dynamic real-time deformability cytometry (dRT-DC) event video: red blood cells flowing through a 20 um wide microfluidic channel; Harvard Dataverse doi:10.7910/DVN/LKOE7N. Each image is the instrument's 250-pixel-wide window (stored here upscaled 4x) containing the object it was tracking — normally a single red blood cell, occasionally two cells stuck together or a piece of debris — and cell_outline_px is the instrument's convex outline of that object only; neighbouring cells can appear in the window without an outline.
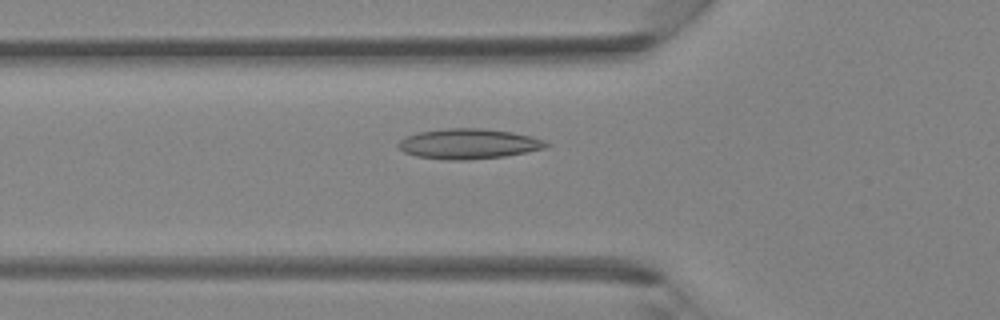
{"species": "Egyptian fruit bat (a non-hibernating species)", "species_latin": "Rousettus aegyptiacus", "temperature_condition": "room temperature", "stored_images_in_passage": 38, "camera_frame_rate_fps": 3000, "um_per_image_px": 0.085, "animal": {"sex": "female"}, "frame": {"image": 1, "passage_image": 15, "time_ms": 4.667, "image_size_px": [1000, 320], "cell_outline_px": [[548, 144], [544, 148], [504, 156], [468, 160], [448, 160], [416, 156], [404, 152], [396, 144], [404, 136], [416, 132], [444, 128], [480, 128], [512, 132], [532, 136], [544, 140]], "centroid_in_image_um": [39.77, 12.21], "position_along_channel_um": 86.0, "area_um2": 26.01}}
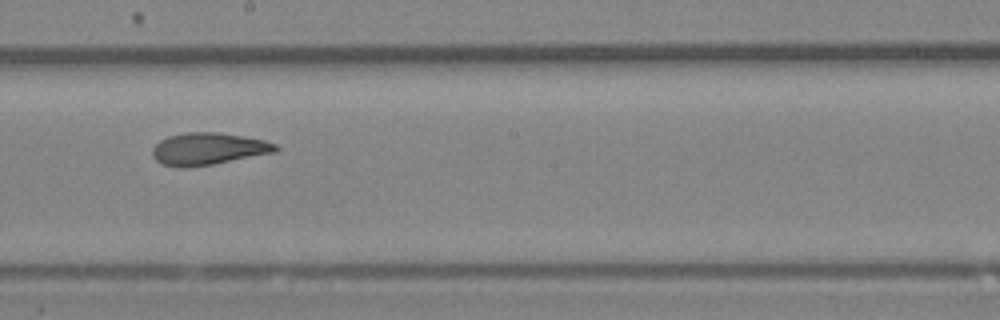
{"frame": {"image": 2, "passage_image": 24, "time_ms": 7.667, "image_size_px": [1000, 320], "cell_outline_px": [[280, 148], [276, 152], [212, 164], [184, 168], [176, 168], [160, 164], [152, 156], [152, 148], [160, 140], [168, 136], [188, 132], [220, 132], [244, 136], [264, 140], [276, 144]], "centroid_in_image_um": [17.67, 12.65], "position_along_channel_um": 230.5, "area_um2": 23.24}}
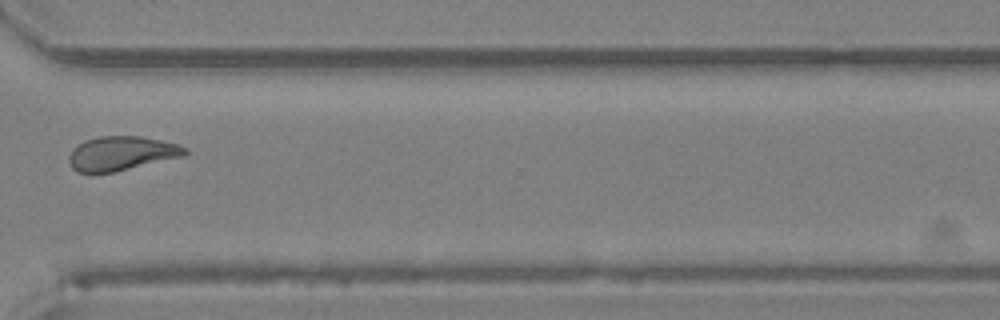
{"frame": {"image": 3, "passage_image": 32, "time_ms": 10.333, "image_size_px": [1000, 320], "cell_outline_px": [[188, 152], [184, 156], [112, 172], [76, 172], [72, 168], [68, 160], [68, 156], [72, 148], [84, 140], [100, 136], [140, 136], [180, 144], [188, 148]], "centroid_in_image_um": [10.32, 13.02], "position_along_channel_um": 360.3, "area_um2": 23.12}}